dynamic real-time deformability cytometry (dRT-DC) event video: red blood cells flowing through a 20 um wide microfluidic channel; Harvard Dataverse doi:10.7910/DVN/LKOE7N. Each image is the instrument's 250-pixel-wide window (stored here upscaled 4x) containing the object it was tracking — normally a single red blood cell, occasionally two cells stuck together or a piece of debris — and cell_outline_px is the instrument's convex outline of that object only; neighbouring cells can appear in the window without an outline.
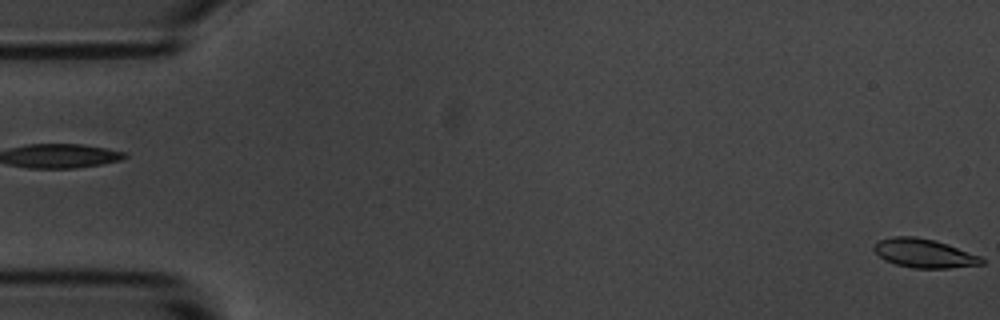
{"species": "common noctule bat (a hibernating species)", "species_latin": "Nyctalus noctula", "temperature_condition": "room temperature", "stored_images_in_passage": 9, "camera_frame_rate_fps": 3000, "um_per_image_px": 0.085, "animal": {"sex": "male", "body_mass_g": 20.1, "forearm_length_mm": 53.5}, "frame": {"image": 1, "passage_image": 1, "time_ms": 0.0, "image_size_px": [1000, 320], "cell_outline_px": [[984, 264], [948, 268], [912, 268], [896, 264], [884, 260], [872, 248], [880, 240], [892, 236], [916, 236], [936, 240], [948, 244], [980, 256], [984, 260]], "centroid_in_image_um": [78.55, 21.52], "position_along_channel_um": 6.4, "area_um2": 18.09}}
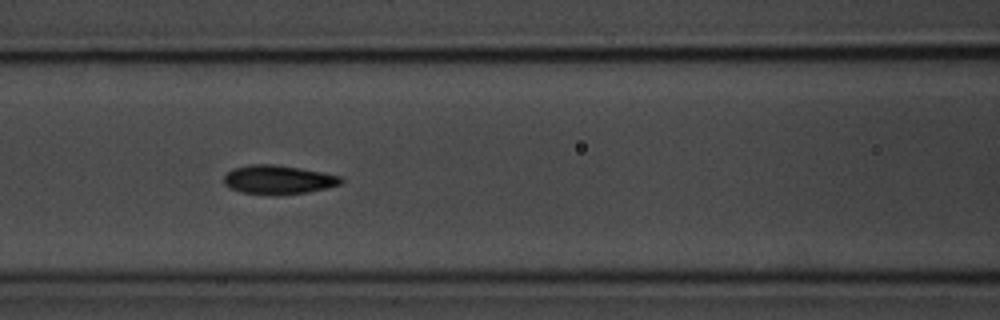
{"frame": {"image": 2, "passage_image": 8, "time_ms": 8.0, "image_size_px": [1000, 320], "cell_outline_px": [[344, 180], [340, 184], [308, 192], [280, 196], [272, 196], [240, 192], [224, 184], [224, 176], [232, 168], [248, 164], [276, 164], [320, 172], [340, 176]], "centroid_in_image_um": [23.61, 15.28], "position_along_channel_um": 143.0, "area_um2": 19.88}}
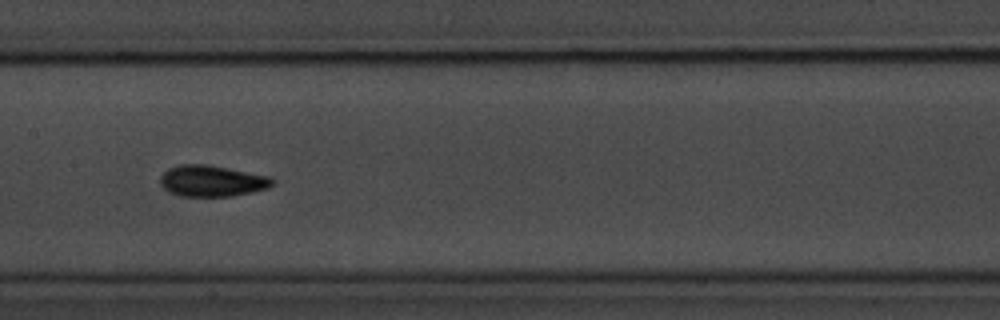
{"frame": {"image": 3, "passage_image": 9, "time_ms": 9.333, "image_size_px": [1000, 320], "cell_outline_px": [[276, 180], [268, 188], [252, 192], [232, 196], [180, 196], [168, 192], [160, 184], [160, 176], [168, 168], [180, 164], [208, 164], [268, 176]], "centroid_in_image_um": [17.99, 15.38], "position_along_channel_um": 189.4, "area_um2": 20.46}}